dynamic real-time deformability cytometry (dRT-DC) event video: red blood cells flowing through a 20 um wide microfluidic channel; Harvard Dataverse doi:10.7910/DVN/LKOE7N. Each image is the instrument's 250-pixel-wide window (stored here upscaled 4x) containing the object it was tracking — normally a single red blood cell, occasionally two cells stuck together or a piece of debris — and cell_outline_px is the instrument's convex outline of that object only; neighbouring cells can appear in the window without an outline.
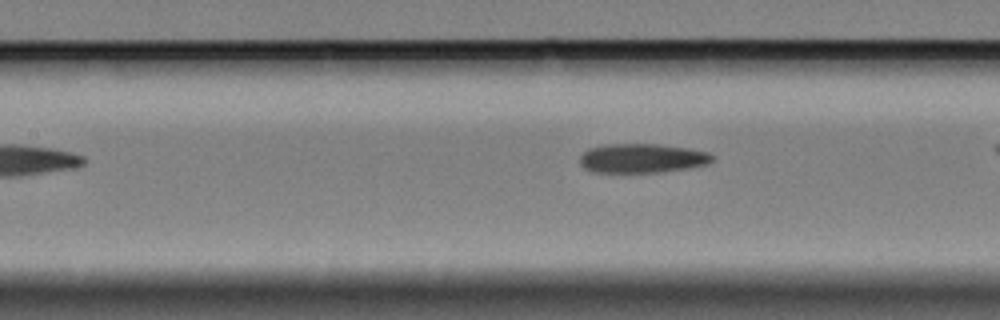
{"species": "Egyptian fruit bat (a non-hibernating species)", "species_latin": "Rousettus aegyptiacus", "temperature_condition": "cold", "stored_images_in_passage": 26, "camera_frame_rate_fps": 3000, "um_per_image_px": 0.085, "animal": {"sex": "female"}, "frame": {"image": 1, "passage_image": 5, "time_ms": 1.333, "image_size_px": [1000, 320], "cell_outline_px": [[712, 160], [708, 164], [688, 168], [660, 172], [592, 172], [584, 168], [580, 164], [580, 156], [588, 148], [604, 144], [660, 144], [688, 148], [708, 152], [712, 156]], "centroid_in_image_um": [54.55, 13.45], "position_along_channel_um": 152.9, "area_um2": 22.6}}